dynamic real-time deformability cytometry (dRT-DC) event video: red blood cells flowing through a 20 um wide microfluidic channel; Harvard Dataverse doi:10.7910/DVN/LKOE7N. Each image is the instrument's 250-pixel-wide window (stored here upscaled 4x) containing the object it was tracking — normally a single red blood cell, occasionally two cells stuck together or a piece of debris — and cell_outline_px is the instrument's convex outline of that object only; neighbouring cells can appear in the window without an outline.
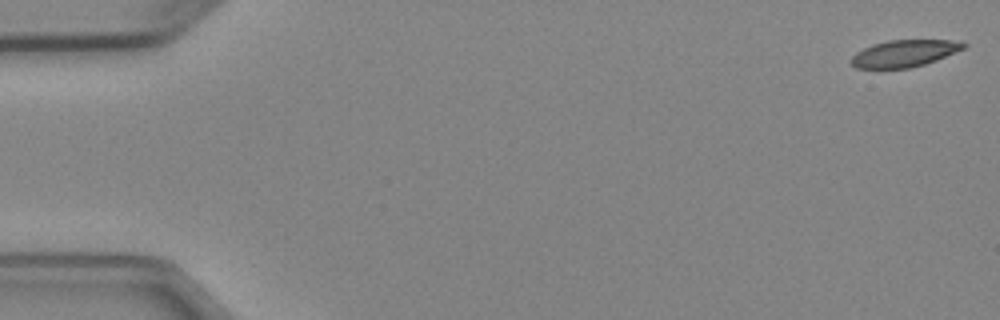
{"species": "Egyptian fruit bat (a non-hibernating species)", "species_latin": "Rousettus aegyptiacus", "temperature_condition": "cold", "stored_images_in_passage": 5, "camera_frame_rate_fps": 3000, "um_per_image_px": 0.085, "animal": {"sex": "female"}, "frame": {"image": 1, "passage_image": 1, "time_ms": 0.0, "image_size_px": [1000, 320], "cell_outline_px": [[968, 44], [964, 48], [936, 60], [924, 64], [908, 68], [856, 68], [848, 60], [856, 52], [872, 44], [888, 40], [948, 40]], "centroid_in_image_um": [76.81, 4.54], "position_along_channel_um": 8.2, "area_um2": 17.46}}
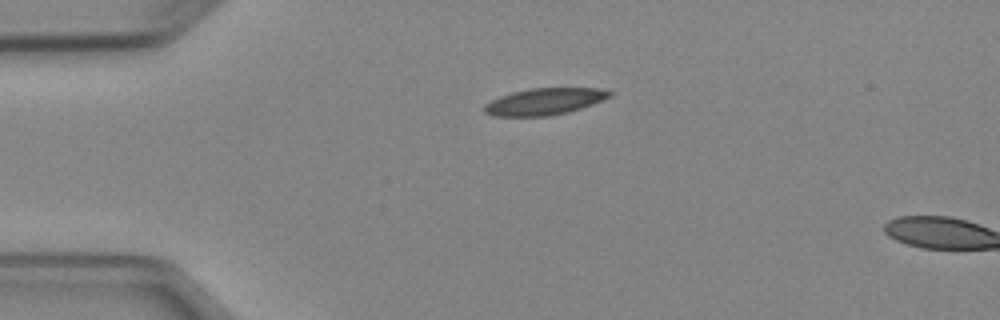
{"frame": {"image": 2, "passage_image": 4, "time_ms": 3.667, "image_size_px": [1000, 320], "cell_outline_px": [[612, 96], [592, 104], [568, 112], [548, 116], [492, 116], [484, 112], [484, 104], [500, 96], [512, 92], [532, 88], [600, 88], [612, 92]], "centroid_in_image_um": [46.27, 8.63], "position_along_channel_um": 38.7, "area_um2": 19.42}}